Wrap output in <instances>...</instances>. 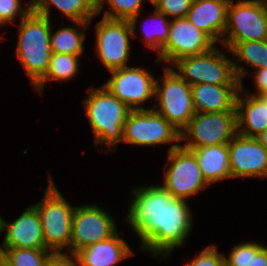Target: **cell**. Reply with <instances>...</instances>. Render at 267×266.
Segmentation results:
<instances>
[{
	"mask_svg": "<svg viewBox=\"0 0 267 266\" xmlns=\"http://www.w3.org/2000/svg\"><path fill=\"white\" fill-rule=\"evenodd\" d=\"M125 223L141 240L139 250L166 260L173 250L186 243L192 233L193 216L188 200L180 199L161 184L132 189Z\"/></svg>",
	"mask_w": 267,
	"mask_h": 266,
	"instance_id": "1",
	"label": "cell"
},
{
	"mask_svg": "<svg viewBox=\"0 0 267 266\" xmlns=\"http://www.w3.org/2000/svg\"><path fill=\"white\" fill-rule=\"evenodd\" d=\"M82 101L91 130L94 146L104 152H116L123 141V128L130 108L114 96L104 85L90 86ZM105 149H103L104 147ZM101 146V148H99Z\"/></svg>",
	"mask_w": 267,
	"mask_h": 266,
	"instance_id": "2",
	"label": "cell"
},
{
	"mask_svg": "<svg viewBox=\"0 0 267 266\" xmlns=\"http://www.w3.org/2000/svg\"><path fill=\"white\" fill-rule=\"evenodd\" d=\"M51 19L31 11L19 20L15 57L34 87L47 73L51 57Z\"/></svg>",
	"mask_w": 267,
	"mask_h": 266,
	"instance_id": "3",
	"label": "cell"
},
{
	"mask_svg": "<svg viewBox=\"0 0 267 266\" xmlns=\"http://www.w3.org/2000/svg\"><path fill=\"white\" fill-rule=\"evenodd\" d=\"M32 206L37 210L41 219L46 249L53 254H68L76 206L66 201L51 175H49V185L44 189L42 199ZM64 248L66 252H63Z\"/></svg>",
	"mask_w": 267,
	"mask_h": 266,
	"instance_id": "4",
	"label": "cell"
},
{
	"mask_svg": "<svg viewBox=\"0 0 267 266\" xmlns=\"http://www.w3.org/2000/svg\"><path fill=\"white\" fill-rule=\"evenodd\" d=\"M163 76L155 82L154 109L180 132L188 125L196 110L191 85L184 81L171 67L163 66ZM161 81V82H160Z\"/></svg>",
	"mask_w": 267,
	"mask_h": 266,
	"instance_id": "5",
	"label": "cell"
},
{
	"mask_svg": "<svg viewBox=\"0 0 267 266\" xmlns=\"http://www.w3.org/2000/svg\"><path fill=\"white\" fill-rule=\"evenodd\" d=\"M232 60L216 45L208 52L182 57L170 67L191 86L201 83L241 85Z\"/></svg>",
	"mask_w": 267,
	"mask_h": 266,
	"instance_id": "6",
	"label": "cell"
},
{
	"mask_svg": "<svg viewBox=\"0 0 267 266\" xmlns=\"http://www.w3.org/2000/svg\"><path fill=\"white\" fill-rule=\"evenodd\" d=\"M180 131L154 109L130 110L123 128L122 143L135 146L171 144L167 152L180 144Z\"/></svg>",
	"mask_w": 267,
	"mask_h": 266,
	"instance_id": "7",
	"label": "cell"
},
{
	"mask_svg": "<svg viewBox=\"0 0 267 266\" xmlns=\"http://www.w3.org/2000/svg\"><path fill=\"white\" fill-rule=\"evenodd\" d=\"M237 134L236 111L196 112L180 132L187 149L228 144Z\"/></svg>",
	"mask_w": 267,
	"mask_h": 266,
	"instance_id": "8",
	"label": "cell"
},
{
	"mask_svg": "<svg viewBox=\"0 0 267 266\" xmlns=\"http://www.w3.org/2000/svg\"><path fill=\"white\" fill-rule=\"evenodd\" d=\"M162 187L180 199L187 200L210 186L202 175L194 153L180 144L167 152ZM166 170V171H165Z\"/></svg>",
	"mask_w": 267,
	"mask_h": 266,
	"instance_id": "9",
	"label": "cell"
},
{
	"mask_svg": "<svg viewBox=\"0 0 267 266\" xmlns=\"http://www.w3.org/2000/svg\"><path fill=\"white\" fill-rule=\"evenodd\" d=\"M95 49L108 72L129 66L133 32L129 20L102 19L95 24Z\"/></svg>",
	"mask_w": 267,
	"mask_h": 266,
	"instance_id": "10",
	"label": "cell"
},
{
	"mask_svg": "<svg viewBox=\"0 0 267 266\" xmlns=\"http://www.w3.org/2000/svg\"><path fill=\"white\" fill-rule=\"evenodd\" d=\"M267 40V6L257 0H230L222 42Z\"/></svg>",
	"mask_w": 267,
	"mask_h": 266,
	"instance_id": "11",
	"label": "cell"
},
{
	"mask_svg": "<svg viewBox=\"0 0 267 266\" xmlns=\"http://www.w3.org/2000/svg\"><path fill=\"white\" fill-rule=\"evenodd\" d=\"M111 77L103 85L131 110L145 108L144 103L155 98L156 78L147 67L125 66L109 71Z\"/></svg>",
	"mask_w": 267,
	"mask_h": 266,
	"instance_id": "12",
	"label": "cell"
},
{
	"mask_svg": "<svg viewBox=\"0 0 267 266\" xmlns=\"http://www.w3.org/2000/svg\"><path fill=\"white\" fill-rule=\"evenodd\" d=\"M110 215L108 210L97 204L76 206L68 255L74 256L79 250L112 237L118 229Z\"/></svg>",
	"mask_w": 267,
	"mask_h": 266,
	"instance_id": "13",
	"label": "cell"
},
{
	"mask_svg": "<svg viewBox=\"0 0 267 266\" xmlns=\"http://www.w3.org/2000/svg\"><path fill=\"white\" fill-rule=\"evenodd\" d=\"M215 46L216 43L187 18H171L169 38L157 54L155 63L165 62L169 64L165 66L170 67L182 57L202 54Z\"/></svg>",
	"mask_w": 267,
	"mask_h": 266,
	"instance_id": "14",
	"label": "cell"
},
{
	"mask_svg": "<svg viewBox=\"0 0 267 266\" xmlns=\"http://www.w3.org/2000/svg\"><path fill=\"white\" fill-rule=\"evenodd\" d=\"M231 178H267V149L255 138L236 134L228 143Z\"/></svg>",
	"mask_w": 267,
	"mask_h": 266,
	"instance_id": "15",
	"label": "cell"
},
{
	"mask_svg": "<svg viewBox=\"0 0 267 266\" xmlns=\"http://www.w3.org/2000/svg\"><path fill=\"white\" fill-rule=\"evenodd\" d=\"M1 232H5L1 249L4 247L46 249L41 219L32 205L13 222H7L2 218Z\"/></svg>",
	"mask_w": 267,
	"mask_h": 266,
	"instance_id": "16",
	"label": "cell"
},
{
	"mask_svg": "<svg viewBox=\"0 0 267 266\" xmlns=\"http://www.w3.org/2000/svg\"><path fill=\"white\" fill-rule=\"evenodd\" d=\"M230 0H193L186 18L215 43H222Z\"/></svg>",
	"mask_w": 267,
	"mask_h": 266,
	"instance_id": "17",
	"label": "cell"
},
{
	"mask_svg": "<svg viewBox=\"0 0 267 266\" xmlns=\"http://www.w3.org/2000/svg\"><path fill=\"white\" fill-rule=\"evenodd\" d=\"M135 255L117 231L112 237L79 250L74 257L79 266H115Z\"/></svg>",
	"mask_w": 267,
	"mask_h": 266,
	"instance_id": "18",
	"label": "cell"
},
{
	"mask_svg": "<svg viewBox=\"0 0 267 266\" xmlns=\"http://www.w3.org/2000/svg\"><path fill=\"white\" fill-rule=\"evenodd\" d=\"M241 85L201 83L191 86L196 112L236 111V99Z\"/></svg>",
	"mask_w": 267,
	"mask_h": 266,
	"instance_id": "19",
	"label": "cell"
},
{
	"mask_svg": "<svg viewBox=\"0 0 267 266\" xmlns=\"http://www.w3.org/2000/svg\"><path fill=\"white\" fill-rule=\"evenodd\" d=\"M243 89L244 84H241L236 99L237 133L257 137L267 129V105L257 96L243 93Z\"/></svg>",
	"mask_w": 267,
	"mask_h": 266,
	"instance_id": "20",
	"label": "cell"
},
{
	"mask_svg": "<svg viewBox=\"0 0 267 266\" xmlns=\"http://www.w3.org/2000/svg\"><path fill=\"white\" fill-rule=\"evenodd\" d=\"M221 45L233 55L232 57H235V60H232V62L241 84H243V78L250 73V70L244 66L249 65L253 70L267 68V40L222 42ZM241 63L245 65L243 66Z\"/></svg>",
	"mask_w": 267,
	"mask_h": 266,
	"instance_id": "21",
	"label": "cell"
},
{
	"mask_svg": "<svg viewBox=\"0 0 267 266\" xmlns=\"http://www.w3.org/2000/svg\"><path fill=\"white\" fill-rule=\"evenodd\" d=\"M198 162L202 175L211 186L231 178L228 144L210 145L190 149Z\"/></svg>",
	"mask_w": 267,
	"mask_h": 266,
	"instance_id": "22",
	"label": "cell"
},
{
	"mask_svg": "<svg viewBox=\"0 0 267 266\" xmlns=\"http://www.w3.org/2000/svg\"><path fill=\"white\" fill-rule=\"evenodd\" d=\"M32 11L51 19V7L72 22H92L97 14V0H31Z\"/></svg>",
	"mask_w": 267,
	"mask_h": 266,
	"instance_id": "23",
	"label": "cell"
},
{
	"mask_svg": "<svg viewBox=\"0 0 267 266\" xmlns=\"http://www.w3.org/2000/svg\"><path fill=\"white\" fill-rule=\"evenodd\" d=\"M73 23L76 24V27L69 25L59 28L54 33L51 31L50 45L52 53H64L82 56V53L85 52V30L89 29L91 21Z\"/></svg>",
	"mask_w": 267,
	"mask_h": 266,
	"instance_id": "24",
	"label": "cell"
},
{
	"mask_svg": "<svg viewBox=\"0 0 267 266\" xmlns=\"http://www.w3.org/2000/svg\"><path fill=\"white\" fill-rule=\"evenodd\" d=\"M82 56L64 53H52L50 57L49 68L46 75L33 87L38 94H43L45 85L49 80L68 81L78 75L80 64L79 59Z\"/></svg>",
	"mask_w": 267,
	"mask_h": 266,
	"instance_id": "25",
	"label": "cell"
},
{
	"mask_svg": "<svg viewBox=\"0 0 267 266\" xmlns=\"http://www.w3.org/2000/svg\"><path fill=\"white\" fill-rule=\"evenodd\" d=\"M150 14L151 16L140 26L142 29L140 30L141 38L149 50L159 53L169 38L171 19L156 8Z\"/></svg>",
	"mask_w": 267,
	"mask_h": 266,
	"instance_id": "26",
	"label": "cell"
},
{
	"mask_svg": "<svg viewBox=\"0 0 267 266\" xmlns=\"http://www.w3.org/2000/svg\"><path fill=\"white\" fill-rule=\"evenodd\" d=\"M144 0H97V14L101 15L104 4L108 10H105L102 17L109 19L129 20L133 32V39L136 37V23L138 17L142 14L141 7Z\"/></svg>",
	"mask_w": 267,
	"mask_h": 266,
	"instance_id": "27",
	"label": "cell"
},
{
	"mask_svg": "<svg viewBox=\"0 0 267 266\" xmlns=\"http://www.w3.org/2000/svg\"><path fill=\"white\" fill-rule=\"evenodd\" d=\"M3 258L12 266H46L54 255L47 249L4 247Z\"/></svg>",
	"mask_w": 267,
	"mask_h": 266,
	"instance_id": "28",
	"label": "cell"
},
{
	"mask_svg": "<svg viewBox=\"0 0 267 266\" xmlns=\"http://www.w3.org/2000/svg\"><path fill=\"white\" fill-rule=\"evenodd\" d=\"M25 5L22 7L21 0H0V25L3 27L15 24L17 18L24 19L32 11V1Z\"/></svg>",
	"mask_w": 267,
	"mask_h": 266,
	"instance_id": "29",
	"label": "cell"
},
{
	"mask_svg": "<svg viewBox=\"0 0 267 266\" xmlns=\"http://www.w3.org/2000/svg\"><path fill=\"white\" fill-rule=\"evenodd\" d=\"M224 256L225 254L220 253L215 244L207 245L192 261L188 260L183 266H225Z\"/></svg>",
	"mask_w": 267,
	"mask_h": 266,
	"instance_id": "30",
	"label": "cell"
},
{
	"mask_svg": "<svg viewBox=\"0 0 267 266\" xmlns=\"http://www.w3.org/2000/svg\"><path fill=\"white\" fill-rule=\"evenodd\" d=\"M193 0H161L155 7L160 13L173 19L186 18Z\"/></svg>",
	"mask_w": 267,
	"mask_h": 266,
	"instance_id": "31",
	"label": "cell"
},
{
	"mask_svg": "<svg viewBox=\"0 0 267 266\" xmlns=\"http://www.w3.org/2000/svg\"><path fill=\"white\" fill-rule=\"evenodd\" d=\"M225 266H249L251 262V241L237 243L231 248L228 257L225 255Z\"/></svg>",
	"mask_w": 267,
	"mask_h": 266,
	"instance_id": "32",
	"label": "cell"
},
{
	"mask_svg": "<svg viewBox=\"0 0 267 266\" xmlns=\"http://www.w3.org/2000/svg\"><path fill=\"white\" fill-rule=\"evenodd\" d=\"M249 266H267V246L251 241V262Z\"/></svg>",
	"mask_w": 267,
	"mask_h": 266,
	"instance_id": "33",
	"label": "cell"
},
{
	"mask_svg": "<svg viewBox=\"0 0 267 266\" xmlns=\"http://www.w3.org/2000/svg\"><path fill=\"white\" fill-rule=\"evenodd\" d=\"M254 87L256 91L250 92V89H246L244 92L251 94V95H259L267 93V68H262L259 70L254 71Z\"/></svg>",
	"mask_w": 267,
	"mask_h": 266,
	"instance_id": "34",
	"label": "cell"
},
{
	"mask_svg": "<svg viewBox=\"0 0 267 266\" xmlns=\"http://www.w3.org/2000/svg\"><path fill=\"white\" fill-rule=\"evenodd\" d=\"M46 266H79L76 258L68 254H54Z\"/></svg>",
	"mask_w": 267,
	"mask_h": 266,
	"instance_id": "35",
	"label": "cell"
},
{
	"mask_svg": "<svg viewBox=\"0 0 267 266\" xmlns=\"http://www.w3.org/2000/svg\"><path fill=\"white\" fill-rule=\"evenodd\" d=\"M255 138L267 149V129Z\"/></svg>",
	"mask_w": 267,
	"mask_h": 266,
	"instance_id": "36",
	"label": "cell"
},
{
	"mask_svg": "<svg viewBox=\"0 0 267 266\" xmlns=\"http://www.w3.org/2000/svg\"><path fill=\"white\" fill-rule=\"evenodd\" d=\"M265 105H267V93L256 95Z\"/></svg>",
	"mask_w": 267,
	"mask_h": 266,
	"instance_id": "37",
	"label": "cell"
},
{
	"mask_svg": "<svg viewBox=\"0 0 267 266\" xmlns=\"http://www.w3.org/2000/svg\"><path fill=\"white\" fill-rule=\"evenodd\" d=\"M0 266H12V265L2 257L0 260Z\"/></svg>",
	"mask_w": 267,
	"mask_h": 266,
	"instance_id": "38",
	"label": "cell"
},
{
	"mask_svg": "<svg viewBox=\"0 0 267 266\" xmlns=\"http://www.w3.org/2000/svg\"><path fill=\"white\" fill-rule=\"evenodd\" d=\"M151 4H153V7L155 8L157 6V4L161 1V0H148Z\"/></svg>",
	"mask_w": 267,
	"mask_h": 266,
	"instance_id": "39",
	"label": "cell"
},
{
	"mask_svg": "<svg viewBox=\"0 0 267 266\" xmlns=\"http://www.w3.org/2000/svg\"><path fill=\"white\" fill-rule=\"evenodd\" d=\"M259 3H261L262 5L267 6V0H257Z\"/></svg>",
	"mask_w": 267,
	"mask_h": 266,
	"instance_id": "40",
	"label": "cell"
},
{
	"mask_svg": "<svg viewBox=\"0 0 267 266\" xmlns=\"http://www.w3.org/2000/svg\"><path fill=\"white\" fill-rule=\"evenodd\" d=\"M2 257H3V251H2V249L0 247V260H1Z\"/></svg>",
	"mask_w": 267,
	"mask_h": 266,
	"instance_id": "41",
	"label": "cell"
},
{
	"mask_svg": "<svg viewBox=\"0 0 267 266\" xmlns=\"http://www.w3.org/2000/svg\"><path fill=\"white\" fill-rule=\"evenodd\" d=\"M1 226H2V217L0 216V233H1Z\"/></svg>",
	"mask_w": 267,
	"mask_h": 266,
	"instance_id": "42",
	"label": "cell"
}]
</instances>
